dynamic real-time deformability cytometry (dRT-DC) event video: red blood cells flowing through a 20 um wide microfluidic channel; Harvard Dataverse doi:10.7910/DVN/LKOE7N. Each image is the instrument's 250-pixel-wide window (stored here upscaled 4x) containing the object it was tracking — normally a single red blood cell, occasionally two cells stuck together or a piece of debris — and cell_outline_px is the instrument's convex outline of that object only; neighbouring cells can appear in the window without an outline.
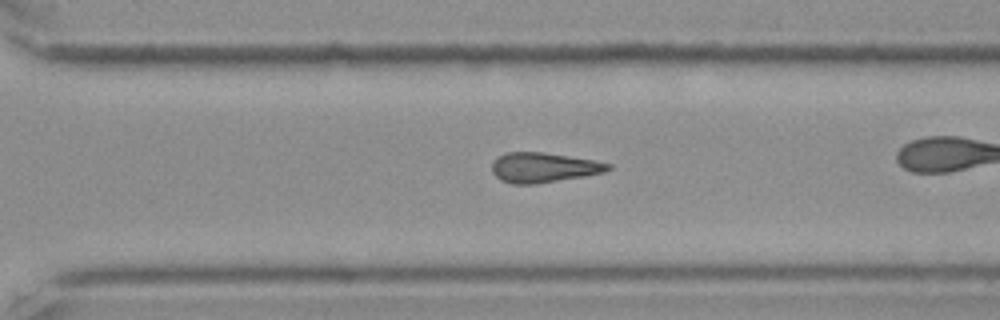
{"species": "Egyptian fruit bat (a non-hibernating species)", "species_latin": "Rousettus aegyptiacus", "temperature_condition": "cold", "stored_images_in_passage": 48, "camera_frame_rate_fps": 3000, "um_per_image_px": 0.085, "frame": {"image": 1, "passage_image": 41, "time_ms": 13.333, "image_size_px": [1000, 320], "cell_outline_px": [[612, 168], [604, 172], [584, 176], [536, 184], [512, 184], [500, 180], [492, 172], [492, 164], [500, 156], [508, 152], [544, 152], [592, 160], [612, 164]], "centroid_in_image_um": [46.2, 14.25], "position_along_channel_um": 324.4, "area_um2": 20.06}}